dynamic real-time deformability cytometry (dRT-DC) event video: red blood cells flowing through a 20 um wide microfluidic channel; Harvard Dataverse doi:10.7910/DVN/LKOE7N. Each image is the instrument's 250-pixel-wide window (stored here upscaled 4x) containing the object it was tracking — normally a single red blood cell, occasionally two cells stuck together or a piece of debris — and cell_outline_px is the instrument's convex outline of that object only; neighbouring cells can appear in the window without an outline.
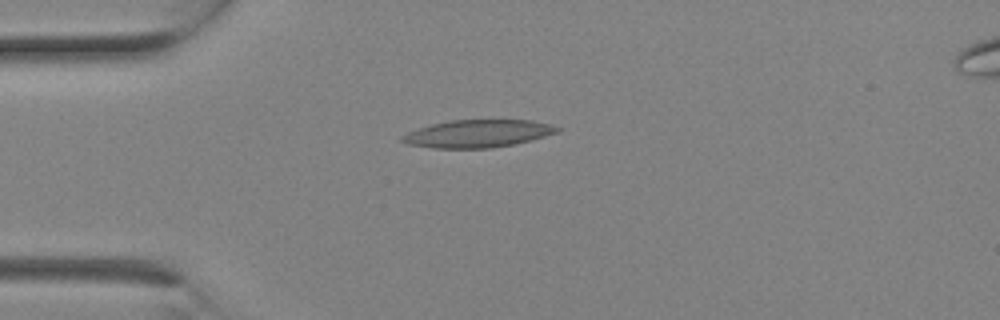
{"species": "Egyptian fruit bat (a non-hibernating species)", "species_latin": "Rousettus aegyptiacus", "temperature_condition": "room temperature", "stored_images_in_passage": 3, "camera_frame_rate_fps": 3000, "um_per_image_px": 0.085, "animal": {"sex": "female"}, "frame": {"image": 1, "passage_image": 2, "time_ms": 0.333, "image_size_px": [1000, 320], "cell_outline_px": [[560, 132], [516, 144], [492, 148], [432, 148], [408, 144], [400, 140], [400, 136], [408, 132], [432, 124], [452, 120], [532, 120], [552, 124], [560, 128]], "centroid_in_image_um": [40.65, 11.36], "position_along_channel_um": 44.4, "area_um2": 25.03}}